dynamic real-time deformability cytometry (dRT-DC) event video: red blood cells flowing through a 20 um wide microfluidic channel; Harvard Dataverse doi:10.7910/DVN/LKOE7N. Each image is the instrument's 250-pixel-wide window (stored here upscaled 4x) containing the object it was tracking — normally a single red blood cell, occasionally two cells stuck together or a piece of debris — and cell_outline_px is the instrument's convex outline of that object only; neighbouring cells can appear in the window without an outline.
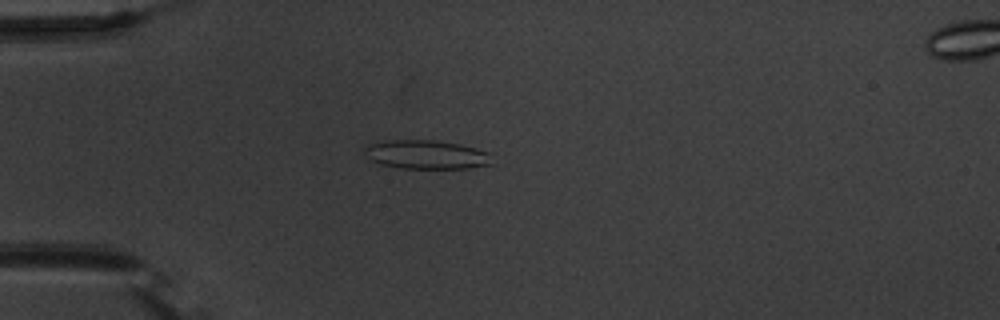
{"species": "common noctule bat (a hibernating species)", "species_latin": "Nyctalus noctula", "temperature_condition": "warm", "stored_images_in_passage": 53, "camera_frame_rate_fps": 3000, "um_per_image_px": 0.085, "animal": {"sex": "male", "body_mass_g": 20.1, "forearm_length_mm": 53.5}, "frame": {"image": 1, "passage_image": 14, "time_ms": 4.333, "image_size_px": [1000, 320], "cell_outline_px": [[496, 164], [468, 168], [404, 168], [380, 164], [364, 156], [364, 144], [380, 140], [436, 140], [460, 144], [492, 152]], "centroid_in_image_um": [36.28, 13.13], "position_along_channel_um": 48.7, "area_um2": 22.08}}
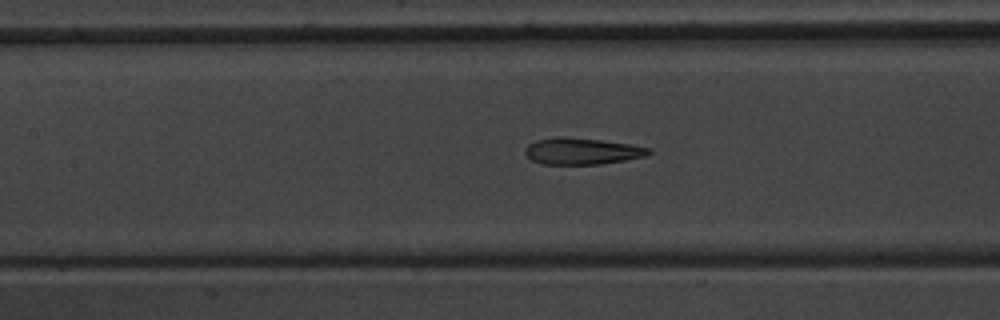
{"frame": {"image": 2, "passage_image": 24, "time_ms": 7.667, "image_size_px": [1000, 320], "cell_outline_px": [[652, 152], [648, 156], [600, 164], [540, 164], [532, 160], [524, 152], [524, 148], [528, 144], [536, 140], [564, 136], [600, 140], [632, 144], [652, 148]], "centroid_in_image_um": [49.49, 12.85], "position_along_channel_um": 157.9, "area_um2": 19.25}}
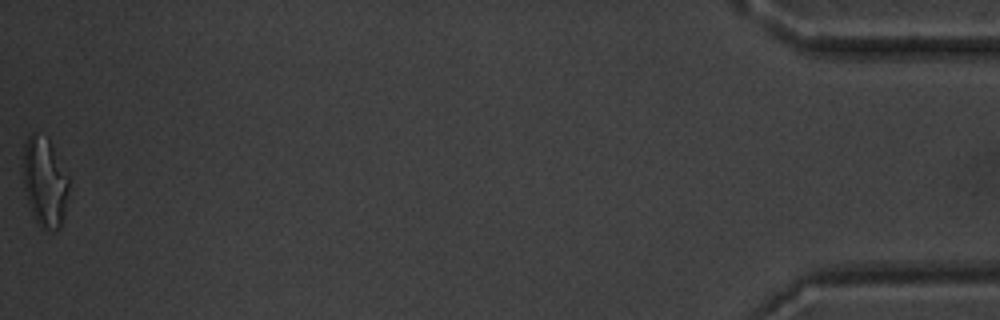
{"frame": {"image": 3, "passage_image": 53, "time_ms": 17.333, "image_size_px": [1000, 320], "cell_outline_px": [[68, 188], [64, 216], [60, 228], [52, 232], [44, 228], [36, 220], [28, 204], [24, 188], [24, 144], [28, 136], [32, 132], [48, 136], [68, 176]], "centroid_in_image_um": [3.81, 15.45], "position_along_channel_um": 431.4, "area_um2": 23.76}, "authors_computed_cell_mechanics": {"area_um2": 20.4034, "velocity_mm_per_s": 3.7743, "shape_relaxation_time_tau1_ms": 7.3642, "shape_relaxation_time_tau2_ms": 2.2918, "deformation_change_tau1": 0.2199, "deformation_change_tau2": 0.1107}}